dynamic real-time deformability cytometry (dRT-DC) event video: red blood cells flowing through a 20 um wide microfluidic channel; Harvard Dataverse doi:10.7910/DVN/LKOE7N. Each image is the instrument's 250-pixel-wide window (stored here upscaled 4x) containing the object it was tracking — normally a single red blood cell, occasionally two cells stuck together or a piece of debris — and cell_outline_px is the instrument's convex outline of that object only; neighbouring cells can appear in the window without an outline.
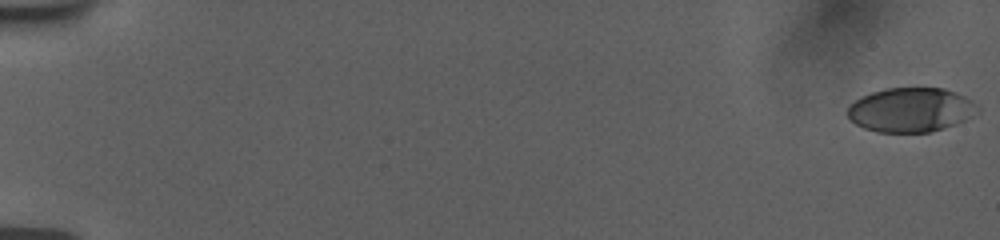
{"species": "human", "species_latin": "Homo sapiens", "temperature_condition": "room temperature", "stored_images_in_passage": 57, "camera_frame_rate_fps": 3000, "um_per_image_px": 0.085, "donor": {"sex": "female"}, "frame": {"image": 1, "passage_image": 1, "time_ms": 0.0, "image_size_px": [1000, 240], "cell_outline_px": [[972, 104], [964, 120], [956, 124], [928, 132], [876, 132], [864, 128], [856, 124], [848, 116], [848, 108], [856, 100], [872, 92], [884, 88], [944, 88], [956, 92], [964, 96]], "centroid_in_image_um": [77.29, 9.33], "position_along_channel_um": 7.7, "area_um2": 32.43}}
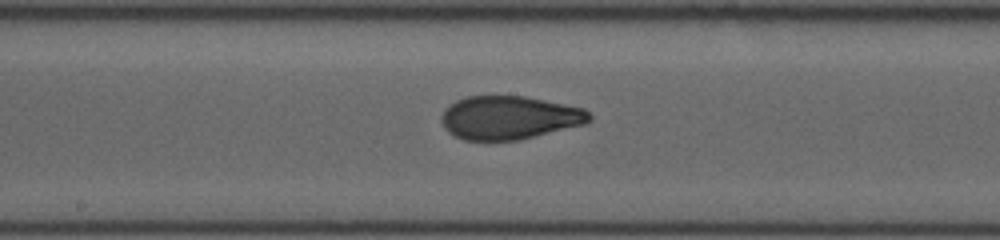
{"frame": {"image": 2, "passage_image": 32, "time_ms": 10.333, "image_size_px": [1000, 240], "cell_outline_px": [[592, 120], [584, 124], [520, 140], [464, 140], [448, 132], [444, 128], [440, 116], [444, 108], [456, 100], [468, 96], [524, 96], [584, 108], [592, 116]], "centroid_in_image_um": [43.27, 10.0], "position_along_channel_um": 204.9, "area_um2": 37.45}}
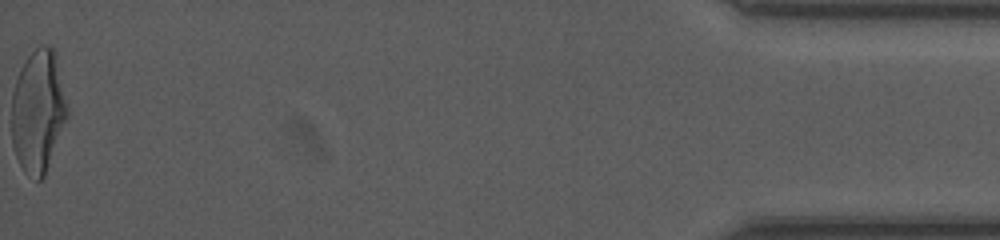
{"frame": {"image": 3, "passage_image": 57, "time_ms": 18.667, "image_size_px": [1000, 240], "cell_outline_px": [[68, 116], [44, 176], [40, 180], [36, 180], [24, 172], [16, 156], [12, 144], [12, 92], [20, 68], [28, 56], [40, 44], [44, 44], [52, 48], [56, 52], [68, 112]], "centroid_in_image_um": [3.23, 9.44], "position_along_channel_um": 432.0, "area_um2": 39.71}, "authors_computed_cell_mechanics": {"area_um2": 37.2232, "velocity_mm_per_s": 3.7602, "shape_relaxation_time_tau1_ms": 4.9609, "shape_relaxation_time_tau2_ms": 1.0459, "deformation_change_tau1": 0.1841, "deformation_change_tau2": 0.073}}